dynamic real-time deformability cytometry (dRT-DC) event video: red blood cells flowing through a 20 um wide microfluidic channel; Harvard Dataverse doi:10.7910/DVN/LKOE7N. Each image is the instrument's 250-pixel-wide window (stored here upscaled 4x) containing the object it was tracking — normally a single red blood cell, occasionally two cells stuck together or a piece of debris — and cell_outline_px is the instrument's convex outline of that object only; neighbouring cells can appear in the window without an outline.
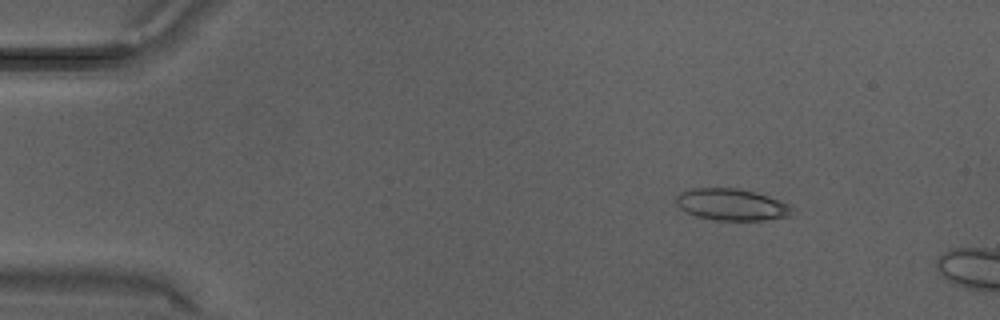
{"species": "Egyptian fruit bat (a non-hibernating species)", "species_latin": "Rousettus aegyptiacus", "temperature_condition": "warm", "stored_images_in_passage": 8, "camera_frame_rate_fps": 3000, "um_per_image_px": 0.085, "animal": {"sex": "male"}, "frame": {"image": 1, "passage_image": 5, "time_ms": 1.333, "image_size_px": [1000, 320], "cell_outline_px": [[792, 208], [788, 216], [764, 220], [712, 220], [696, 216], [684, 212], [676, 204], [676, 196], [680, 192], [692, 188], [740, 188], [768, 196], [788, 204]], "centroid_in_image_um": [62.11, 17.39], "position_along_channel_um": 22.9, "area_um2": 21.39}}